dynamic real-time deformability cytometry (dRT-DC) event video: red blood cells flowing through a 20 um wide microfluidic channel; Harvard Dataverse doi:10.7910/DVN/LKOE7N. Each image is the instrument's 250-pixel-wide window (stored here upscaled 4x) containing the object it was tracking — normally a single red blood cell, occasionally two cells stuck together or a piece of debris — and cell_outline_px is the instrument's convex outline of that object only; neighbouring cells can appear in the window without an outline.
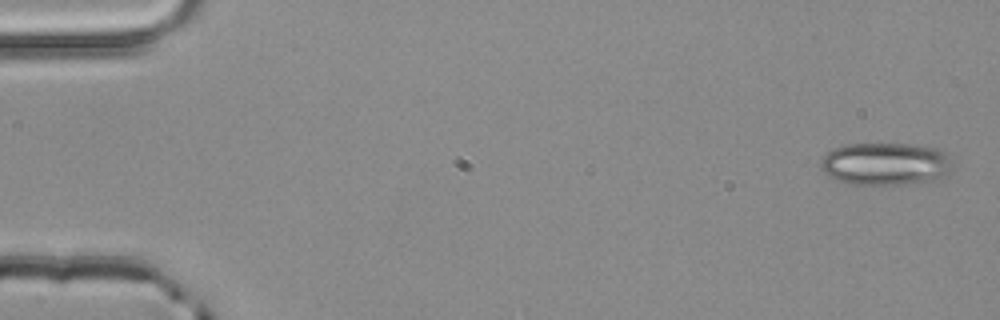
{"species": "common noctule bat (a hibernating species)", "species_latin": "Nyctalus noctula", "temperature_condition": "room temperature", "stored_images_in_passage": 4, "camera_frame_rate_fps": 3000, "um_per_image_px": 0.085, "animal": {"sex": "male", "body_mass_g": 20.4}, "frame": {"image": 1, "passage_image": 1, "time_ms": 0.0, "image_size_px": [1000, 320], "cell_outline_px": [[952, 168], [948, 172], [936, 180], [900, 184], [848, 184], [824, 172], [820, 168], [820, 160], [828, 152], [836, 148], [848, 144], [916, 144], [936, 148], [944, 152]], "centroid_in_image_um": [75.25, 13.92], "position_along_channel_um": 9.7, "area_um2": 32.31}}